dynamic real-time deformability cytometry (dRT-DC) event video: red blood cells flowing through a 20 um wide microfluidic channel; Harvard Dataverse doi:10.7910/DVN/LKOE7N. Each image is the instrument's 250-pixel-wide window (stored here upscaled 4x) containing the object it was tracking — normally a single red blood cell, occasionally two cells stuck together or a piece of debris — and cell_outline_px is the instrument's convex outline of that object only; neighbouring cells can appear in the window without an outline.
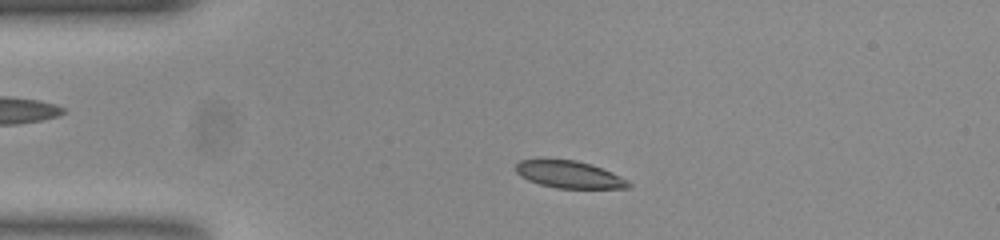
{"species": "common noctule bat (a hibernating species)", "species_latin": "Nyctalus noctula", "temperature_condition": "room temperature", "stored_images_in_passage": 44, "camera_frame_rate_fps": 3000, "um_per_image_px": 0.085, "animal": {"sex": "female", "body_mass_g": 23.0, "forearm_length_mm": 53.4}, "frame": {"image": 1, "passage_image": 2, "time_ms": 0.333, "image_size_px": [1000, 240], "cell_outline_px": [[632, 188], [556, 188], [540, 184], [528, 180], [520, 176], [516, 172], [516, 164], [520, 160], [576, 160], [592, 164], [612, 172], [628, 180], [632, 184]], "centroid_in_image_um": [48.43, 14.84], "position_along_channel_um": 36.6, "area_um2": 17.8}}
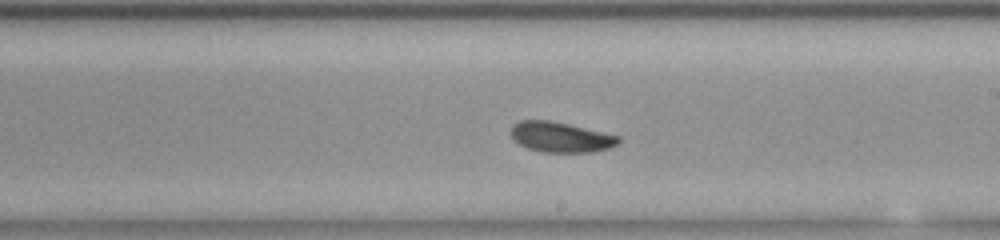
{"frame": {"image": 2, "passage_image": 21, "time_ms": 6.667, "image_size_px": [1000, 240], "cell_outline_px": [[620, 140], [612, 148], [592, 152], [540, 152], [516, 144], [512, 140], [512, 124], [520, 120], [548, 120], [568, 124], [620, 136]], "centroid_in_image_um": [47.63, 11.66], "position_along_channel_um": 241.4, "area_um2": 19.07}}
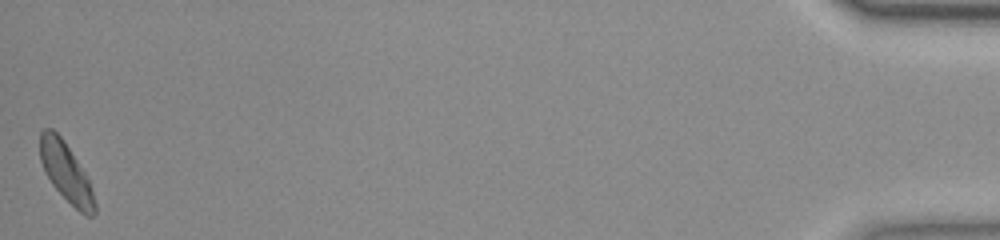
{"frame": {"image": 3, "passage_image": 44, "time_ms": 14.333, "image_size_px": [1000, 240], "cell_outline_px": [[96, 212], [92, 216], [88, 216], [80, 212], [52, 184], [44, 172], [40, 160], [40, 132], [44, 128], [52, 128], [64, 140], [84, 172], [88, 180], [96, 204]], "centroid_in_image_um": [5.59, 14.62], "position_along_channel_um": 429.6, "area_um2": 18.44}, "authors_computed_cell_mechanics": {"area_um2": 18.8428, "velocity_mm_per_s": 3.7695, "shape_relaxation_time_tau1_ms": 2.2256, "shape_relaxation_time_tau2_ms": 3.7547, "deformation_change_tau1": 0.1045, "deformation_change_tau2": 0.0956}}